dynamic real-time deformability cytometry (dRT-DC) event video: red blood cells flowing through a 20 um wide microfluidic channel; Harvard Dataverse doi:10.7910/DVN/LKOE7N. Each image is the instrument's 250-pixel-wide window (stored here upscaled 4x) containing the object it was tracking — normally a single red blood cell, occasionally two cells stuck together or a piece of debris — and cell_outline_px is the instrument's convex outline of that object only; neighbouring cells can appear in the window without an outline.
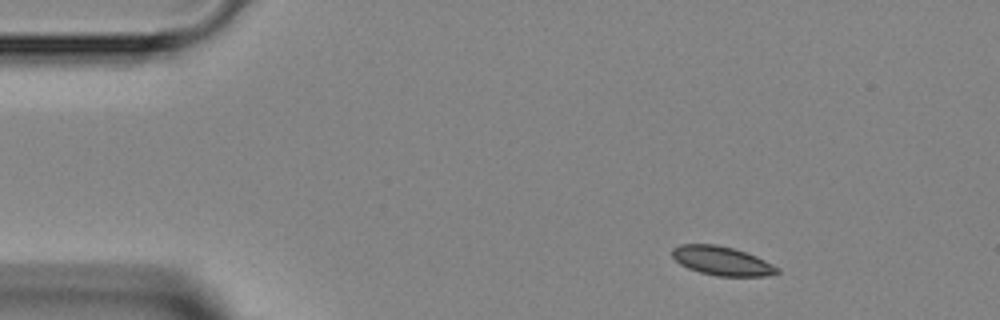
{"species": "Egyptian fruit bat (a non-hibernating species)", "species_latin": "Rousettus aegyptiacus", "temperature_condition": "room temperature", "stored_images_in_passage": 3, "camera_frame_rate_fps": 3000, "um_per_image_px": 0.085, "animal": {"sex": "female"}, "frame": {"image": 1, "passage_image": 1, "time_ms": 0.0, "image_size_px": [1000, 320], "cell_outline_px": [[780, 272], [764, 276], [716, 276], [700, 272], [688, 268], [680, 264], [672, 256], [672, 248], [680, 244], [716, 244], [732, 248], [756, 256], [780, 268]], "centroid_in_image_um": [61.34, 22.17], "position_along_channel_um": 23.7, "area_um2": 17.63}}